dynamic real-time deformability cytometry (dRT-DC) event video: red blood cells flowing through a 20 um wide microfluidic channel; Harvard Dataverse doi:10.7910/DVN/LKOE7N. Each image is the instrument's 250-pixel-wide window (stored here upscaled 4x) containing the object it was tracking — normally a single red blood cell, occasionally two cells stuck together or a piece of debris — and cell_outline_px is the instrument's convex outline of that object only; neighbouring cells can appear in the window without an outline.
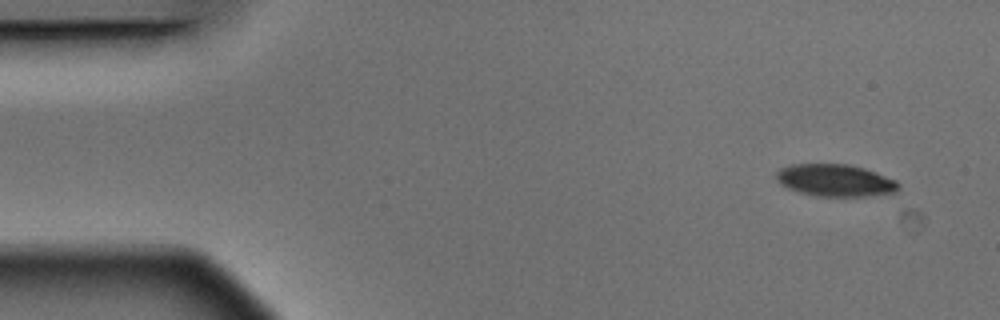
{"species": "Egyptian fruit bat (a non-hibernating species)", "species_latin": "Rousettus aegyptiacus", "temperature_condition": "warm", "stored_images_in_passage": 5, "camera_frame_rate_fps": 3000, "um_per_image_px": 0.085, "animal": {"sex": "male"}, "frame": {"image": 1, "passage_image": 1, "time_ms": 0.0, "image_size_px": [1000, 320], "cell_outline_px": [[900, 184], [896, 192], [864, 196], [816, 196], [800, 192], [788, 188], [780, 184], [776, 180], [776, 172], [780, 168], [792, 164], [848, 164], [864, 168], [876, 172], [896, 180]], "centroid_in_image_um": [70.98, 15.32], "position_along_channel_um": 14.0, "area_um2": 22.89}}
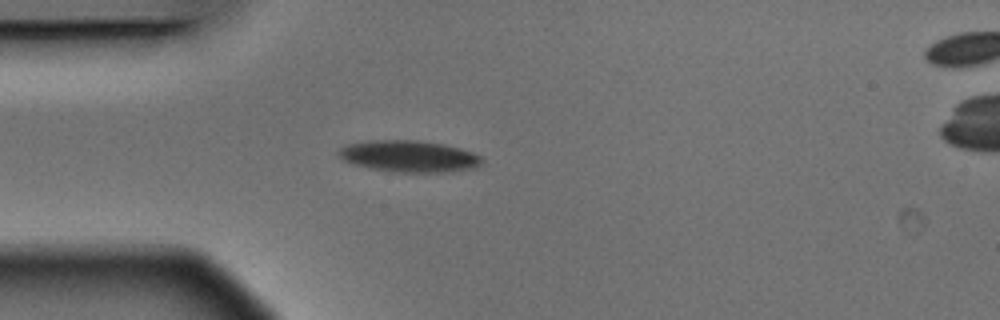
{"frame": {"image": 2, "passage_image": 4, "time_ms": 1.0, "image_size_px": [1000, 320], "cell_outline_px": [[484, 160], [476, 168], [440, 172], [392, 172], [368, 168], [352, 164], [336, 156], [336, 152], [344, 144], [368, 140], [420, 140], [444, 144], [460, 148], [472, 152], [480, 156]], "centroid_in_image_um": [34.7, 13.27], "position_along_channel_um": 50.3, "area_um2": 26.76}}